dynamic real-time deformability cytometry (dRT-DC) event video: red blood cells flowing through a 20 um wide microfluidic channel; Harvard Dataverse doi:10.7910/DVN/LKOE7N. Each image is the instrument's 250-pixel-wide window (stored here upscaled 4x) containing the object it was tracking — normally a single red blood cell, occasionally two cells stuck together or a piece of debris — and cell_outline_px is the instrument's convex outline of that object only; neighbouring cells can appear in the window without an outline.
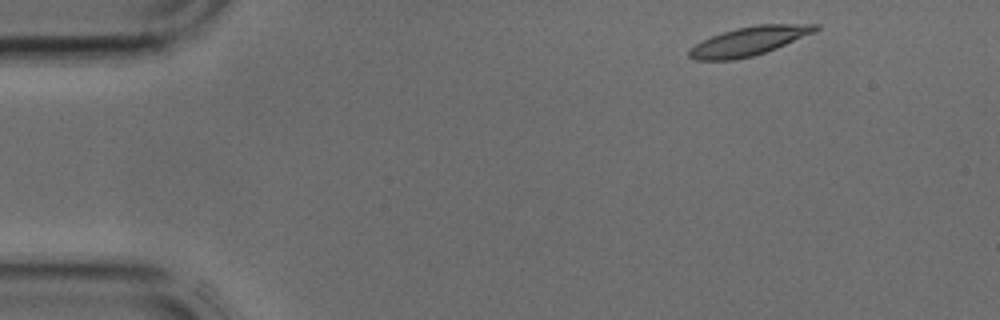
{"species": "common noctule bat (a hibernating species)", "species_latin": "Nyctalus noctula", "temperature_condition": "cold", "stored_images_in_passage": 3, "segment_of_instrument_passage": [1, 2], "camera_frame_rate_fps": 3000, "um_per_image_px": 0.085, "animal": {"sex": "male", "body_mass_g": 17.9, "forearm_length_mm": 54.2}, "frame": {"image": 1, "passage_image": 1, "time_ms": 0.0, "image_size_px": [1000, 320], "cell_outline_px": [[820, 28], [816, 32], [776, 48], [752, 56], [732, 60], [696, 60], [688, 56], [688, 52], [696, 44], [712, 36], [736, 28], [760, 24], [820, 24]], "centroid_in_image_um": [63.71, 3.49], "position_along_channel_um": 21.3, "area_um2": 20.92}}